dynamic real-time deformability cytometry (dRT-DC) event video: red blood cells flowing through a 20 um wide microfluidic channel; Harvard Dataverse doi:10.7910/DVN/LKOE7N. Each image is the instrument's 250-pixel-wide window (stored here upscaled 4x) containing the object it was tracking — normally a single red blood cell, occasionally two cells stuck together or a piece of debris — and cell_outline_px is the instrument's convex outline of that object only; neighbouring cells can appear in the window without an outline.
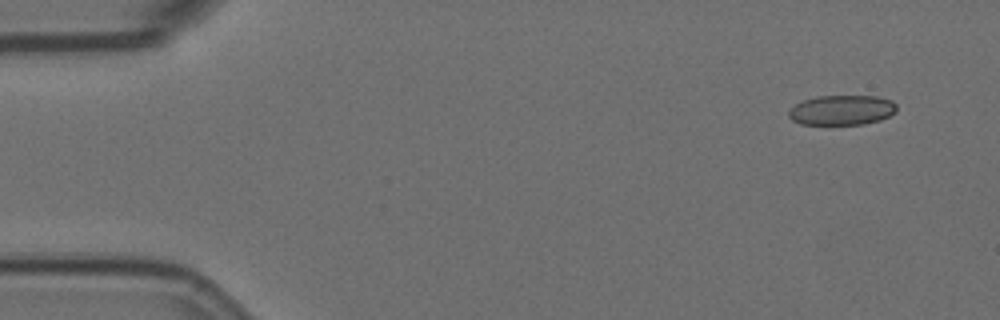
{"species": "Egyptian fruit bat (a non-hibernating species)", "species_latin": "Rousettus aegyptiacus", "temperature_condition": "room temperature", "stored_images_in_passage": 3, "camera_frame_rate_fps": 3000, "um_per_image_px": 0.085, "animal": {"sex": "female"}, "frame": {"image": 1, "passage_image": 1, "time_ms": 0.0, "image_size_px": [1000, 320], "cell_outline_px": [[896, 112], [880, 120], [864, 124], [800, 124], [792, 120], [788, 116], [788, 112], [796, 104], [804, 100], [816, 96], [876, 96], [892, 100], [896, 104]], "centroid_in_image_um": [71.57, 9.35], "position_along_channel_um": 13.4, "area_um2": 18.79}}